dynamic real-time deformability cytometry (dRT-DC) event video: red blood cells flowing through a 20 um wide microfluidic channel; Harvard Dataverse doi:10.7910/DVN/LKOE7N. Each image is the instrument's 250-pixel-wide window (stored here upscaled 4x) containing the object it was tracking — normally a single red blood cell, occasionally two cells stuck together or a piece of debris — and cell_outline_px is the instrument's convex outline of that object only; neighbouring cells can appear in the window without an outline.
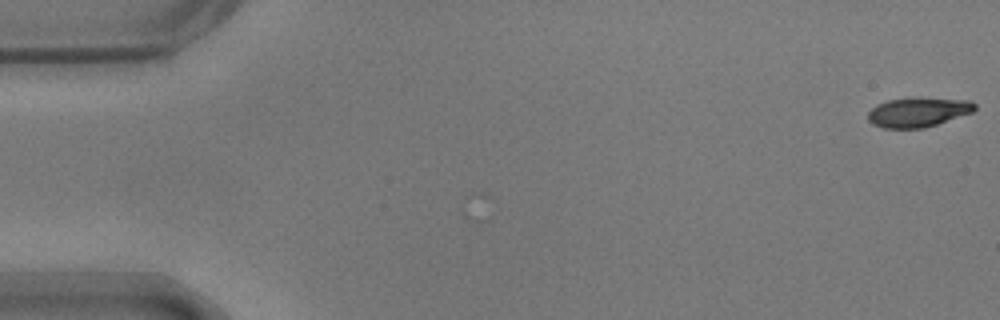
{"species": "common noctule bat (a hibernating species)", "species_latin": "Nyctalus noctula", "temperature_condition": "warm", "stored_images_in_passage": 2, "camera_frame_rate_fps": 3000, "um_per_image_px": 0.085, "animal": {"sex": "male", "body_mass_g": 17.9}, "frame": {"image": 1, "passage_image": 2, "time_ms": 0.333, "image_size_px": [1000, 320], "cell_outline_px": [[976, 108], [972, 112], [924, 128], [884, 128], [872, 124], [868, 120], [868, 112], [876, 104], [888, 100], [972, 100], [976, 104]], "centroid_in_image_um": [78.0, 9.58], "position_along_channel_um": 7.0, "area_um2": 17.51}}